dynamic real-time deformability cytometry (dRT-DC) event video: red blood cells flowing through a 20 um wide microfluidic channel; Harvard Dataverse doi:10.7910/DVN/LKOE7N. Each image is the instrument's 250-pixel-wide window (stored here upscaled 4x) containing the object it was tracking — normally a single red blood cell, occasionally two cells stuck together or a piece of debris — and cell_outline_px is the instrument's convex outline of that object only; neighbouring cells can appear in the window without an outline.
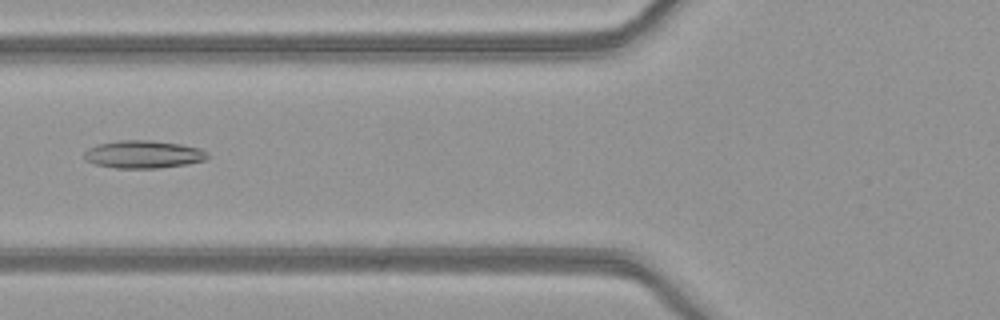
{"species": "common noctule bat (a hibernating species)", "species_latin": "Nyctalus noctula", "temperature_condition": "warm", "stored_images_in_passage": 5, "camera_frame_rate_fps": 3000, "um_per_image_px": 0.085, "animal": {"sex": "female", "body_mass_g": 21.9}, "frame": {"image": 1, "passage_image": 5, "time_ms": 1.333, "image_size_px": [1000, 320], "cell_outline_px": [[208, 156], [204, 160], [188, 164], [160, 168], [116, 168], [96, 164], [84, 160], [84, 152], [88, 148], [100, 144], [120, 140], [152, 140], [180, 144], [200, 148], [208, 152]], "centroid_in_image_um": [12.19, 13.12], "position_along_channel_um": 113.6, "area_um2": 19.94}}